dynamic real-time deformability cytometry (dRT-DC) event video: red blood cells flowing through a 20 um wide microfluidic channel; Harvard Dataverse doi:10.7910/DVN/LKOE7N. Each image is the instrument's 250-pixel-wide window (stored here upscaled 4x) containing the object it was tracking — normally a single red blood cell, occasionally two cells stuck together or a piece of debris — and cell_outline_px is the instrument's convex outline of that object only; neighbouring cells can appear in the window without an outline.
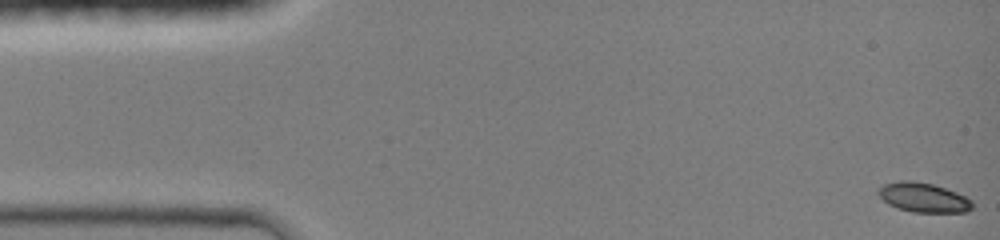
{"species": "common noctule bat (a hibernating species)", "species_latin": "Nyctalus noctula", "temperature_condition": "room temperature", "stored_images_in_passage": 60, "segment_of_instrument_passage": [1, 2], "camera_frame_rate_fps": 3000, "um_per_image_px": 0.085, "animal": {"sex": "female", "body_mass_g": 19.0, "forearm_length_mm": 51.5}, "frame": {"image": 1, "passage_image": 1, "time_ms": 0.0, "image_size_px": [1000, 240], "cell_outline_px": [[972, 208], [968, 212], [912, 212], [896, 208], [888, 204], [876, 192], [884, 184], [900, 180], [912, 180], [932, 184], [956, 192], [972, 200]], "centroid_in_image_um": [78.48, 16.79], "position_along_channel_um": 6.5, "area_um2": 16.13}}
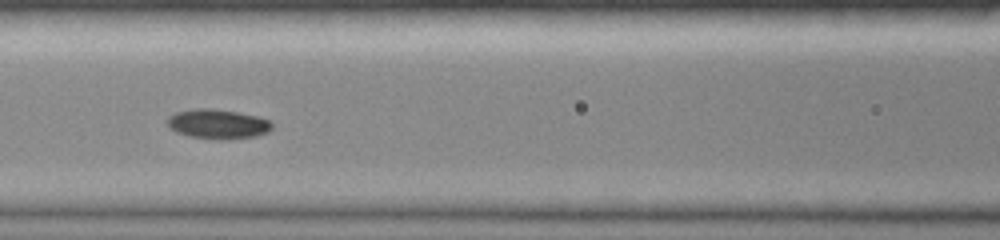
{"frame": {"image": 2, "passage_image": 25, "time_ms": 6.333, "image_size_px": [1000, 240], "cell_outline_px": [[272, 128], [268, 132], [256, 136], [220, 140], [188, 136], [176, 132], [168, 128], [168, 116], [176, 112], [196, 108], [212, 108], [236, 112], [256, 116], [268, 120], [272, 124]], "centroid_in_image_um": [18.48, 10.54], "position_along_channel_um": 148.1, "area_um2": 18.03}}
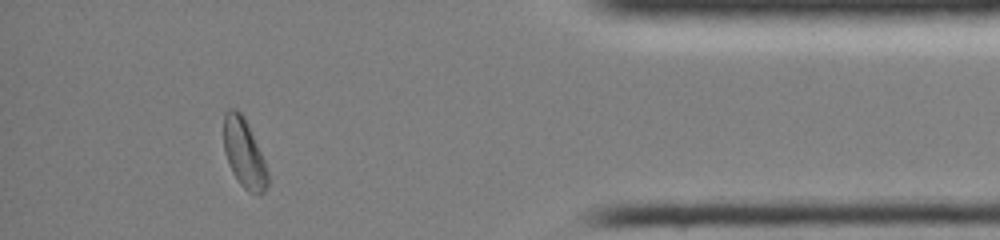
{"frame": {"image": 3, "passage_image": 52, "time_ms": 13.333, "image_size_px": [1000, 240], "cell_outline_px": [[268, 184], [264, 192], [248, 192], [240, 184], [232, 172], [228, 164], [224, 152], [224, 112], [228, 108], [236, 108], [244, 116], [248, 124], [264, 160], [268, 172]], "centroid_in_image_um": [20.72, 12.99], "position_along_channel_um": 414.5, "area_um2": 17.63}}